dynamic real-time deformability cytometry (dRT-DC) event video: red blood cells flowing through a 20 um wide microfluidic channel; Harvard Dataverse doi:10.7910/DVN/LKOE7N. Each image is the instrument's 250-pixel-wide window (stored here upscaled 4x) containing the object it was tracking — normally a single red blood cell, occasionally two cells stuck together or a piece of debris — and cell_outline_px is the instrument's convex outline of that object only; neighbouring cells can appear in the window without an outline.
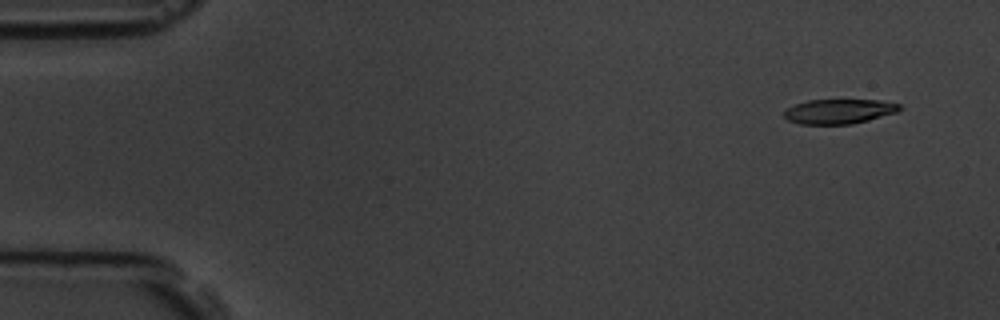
{"species": "common noctule bat (a hibernating species)", "species_latin": "Nyctalus noctula", "temperature_condition": "room temperature", "stored_images_in_passage": 5, "camera_frame_rate_fps": 3000, "um_per_image_px": 0.085, "animal": {"sex": "male", "body_mass_g": 19.5, "forearm_length_mm": 54.6}, "frame": {"image": 1, "passage_image": 1, "time_ms": 0.0, "image_size_px": [1000, 320], "cell_outline_px": [[904, 108], [896, 112], [868, 120], [852, 124], [800, 124], [788, 120], [784, 116], [784, 112], [788, 108], [796, 104], [808, 100], [880, 100], [900, 104]], "centroid_in_image_um": [71.34, 9.46], "position_along_channel_um": 13.7, "area_um2": 16.53}}
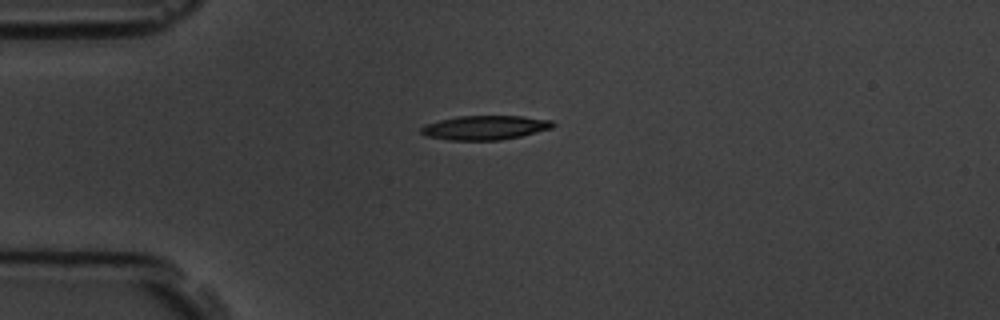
{"frame": {"image": 2, "passage_image": 4, "time_ms": 3.333, "image_size_px": [1000, 320], "cell_outline_px": [[556, 124], [552, 128], [520, 136], [500, 140], [448, 140], [428, 136], [420, 132], [420, 128], [424, 124], [440, 120], [460, 116], [524, 116], [552, 120]], "centroid_in_image_um": [41.24, 10.84], "position_along_channel_um": 43.8, "area_um2": 18.55}}